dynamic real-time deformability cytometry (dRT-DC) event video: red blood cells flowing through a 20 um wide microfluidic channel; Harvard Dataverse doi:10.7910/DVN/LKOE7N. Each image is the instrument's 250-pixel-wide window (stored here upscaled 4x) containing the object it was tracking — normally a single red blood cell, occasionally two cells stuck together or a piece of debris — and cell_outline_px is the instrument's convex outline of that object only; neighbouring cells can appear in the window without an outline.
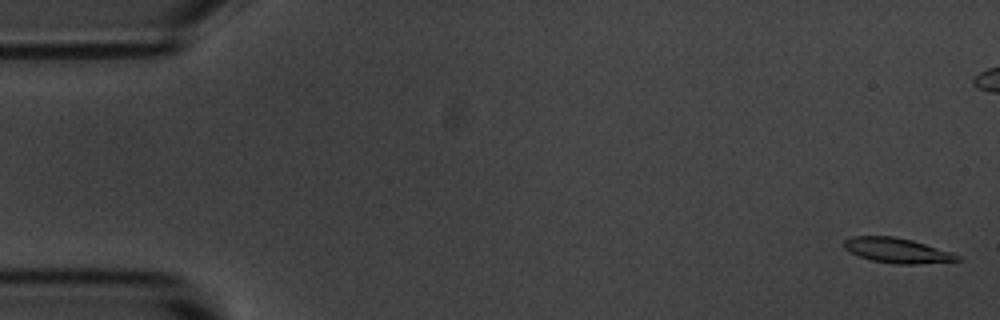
{"species": "common noctule bat (a hibernating species)", "species_latin": "Nyctalus noctula", "temperature_condition": "room temperature", "stored_images_in_passage": 57, "camera_frame_rate_fps": 3000, "um_per_image_px": 0.085, "animal": {"sex": "male", "body_mass_g": 20.1, "forearm_length_mm": 53.5}, "frame": {"image": 1, "passage_image": 2, "time_ms": 0.333, "image_size_px": [1000, 320], "cell_outline_px": [[964, 260], [916, 264], [896, 264], [872, 260], [848, 252], [844, 248], [844, 240], [852, 236], [892, 236], [912, 240], [952, 252], [960, 256]], "centroid_in_image_um": [76.26, 21.29], "position_along_channel_um": 8.7, "area_um2": 16.47}}
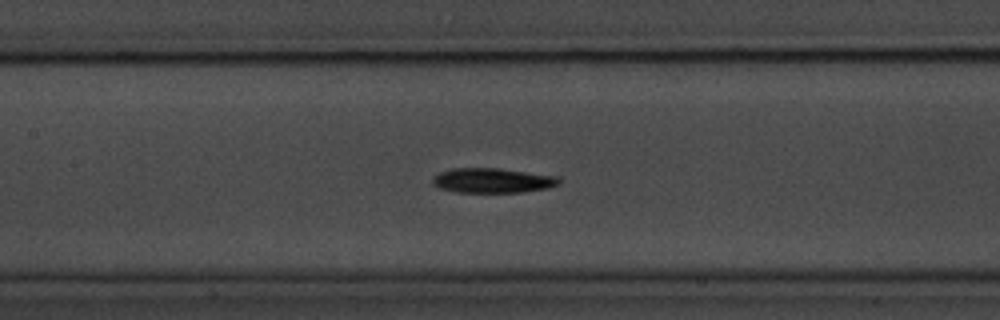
{"frame": {"image": 2, "passage_image": 26, "time_ms": 8.333, "image_size_px": [1000, 320], "cell_outline_px": [[560, 184], [548, 188], [520, 192], [456, 192], [440, 188], [432, 184], [432, 176], [440, 172], [452, 168], [496, 168], [556, 176], [560, 180]], "centroid_in_image_um": [41.82, 15.34], "position_along_channel_um": 165.6, "area_um2": 18.15}}
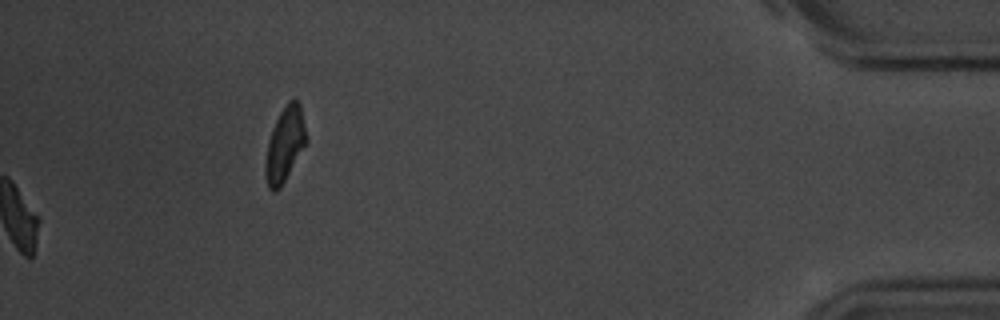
{"frame": {"image": 3, "passage_image": 57, "time_ms": 18.667, "image_size_px": [1000, 320], "cell_outline_px": [[308, 140], [280, 188], [272, 192], [268, 188], [264, 176], [264, 160], [272, 128], [280, 112], [288, 100], [296, 96], [300, 104]], "centroid_in_image_um": [24.2, 12.26], "position_along_channel_um": 411.0, "area_um2": 17.92}, "authors_computed_cell_mechanics": {"area_um2": 17.5712, "velocity_mm_per_s": 3.5965, "shape_relaxation_time_tau1_ms": 2.3041, "shape_relaxation_time_tau2_ms": null, "deformation_change_tau1": 0.1324, "deformation_change_tau2": null}}